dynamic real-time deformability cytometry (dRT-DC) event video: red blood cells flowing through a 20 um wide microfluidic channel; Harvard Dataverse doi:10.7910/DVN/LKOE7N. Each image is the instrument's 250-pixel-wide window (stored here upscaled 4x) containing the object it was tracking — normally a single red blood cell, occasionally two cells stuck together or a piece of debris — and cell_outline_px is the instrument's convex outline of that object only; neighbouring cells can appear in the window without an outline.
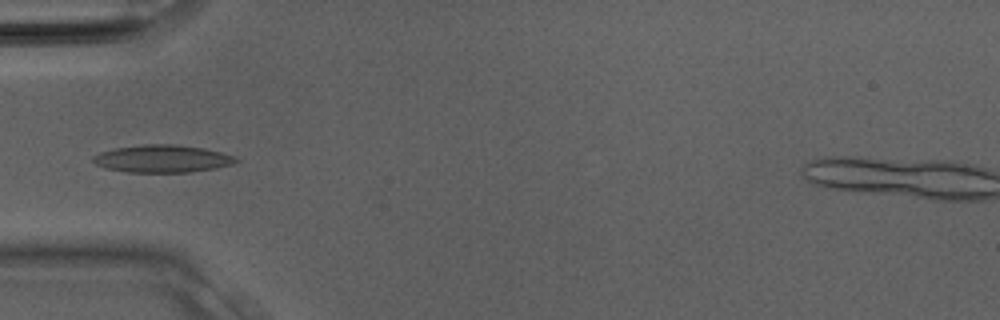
{"species": "Egyptian fruit bat (a non-hibernating species)", "species_latin": "Rousettus aegyptiacus", "temperature_condition": "room temperature", "stored_images_in_passage": 22, "camera_frame_rate_fps": 3000, "um_per_image_px": 0.085, "animal": {"sex": "male"}, "frame": {"image": 1, "passage_image": 10, "time_ms": 3.0, "image_size_px": [1000, 320], "cell_outline_px": [[240, 160], [232, 164], [216, 168], [188, 172], [128, 172], [104, 168], [96, 164], [92, 160], [92, 156], [100, 152], [116, 148], [144, 144], [176, 144], [204, 148], [236, 156]], "centroid_in_image_um": [13.8, 13.49], "position_along_channel_um": 71.2, "area_um2": 22.95}}
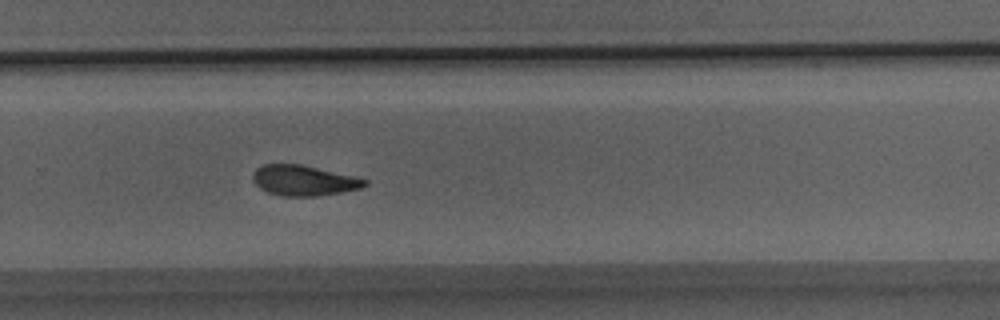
{"frame": {"image": 2, "passage_image": 21, "time_ms": 6.667, "image_size_px": [1000, 320], "cell_outline_px": [[368, 184], [360, 188], [340, 192], [316, 196], [284, 196], [268, 192], [260, 188], [252, 180], [252, 172], [260, 164], [300, 164], [356, 176], [368, 180]], "centroid_in_image_um": [25.8, 15.33], "position_along_channel_um": 304.0, "area_um2": 19.88}}